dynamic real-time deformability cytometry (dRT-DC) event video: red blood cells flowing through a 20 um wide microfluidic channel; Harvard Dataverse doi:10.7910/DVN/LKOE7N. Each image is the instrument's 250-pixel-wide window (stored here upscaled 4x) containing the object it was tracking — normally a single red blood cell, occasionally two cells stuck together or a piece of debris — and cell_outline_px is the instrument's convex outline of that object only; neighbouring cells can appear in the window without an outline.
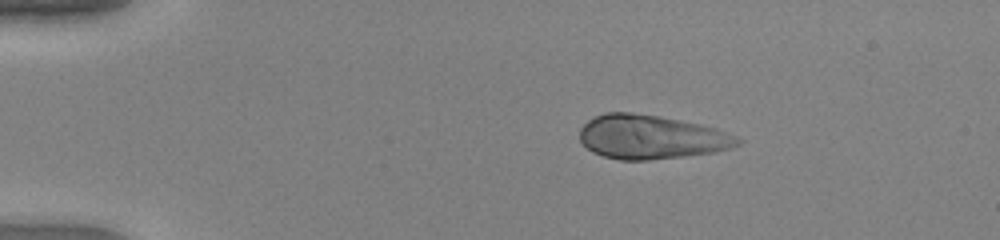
{"species": "human", "species_latin": "Homo sapiens", "temperature_condition": "warm", "stored_images_in_passage": 41, "camera_frame_rate_fps": 3000, "um_per_image_px": 0.085, "donor": {"sex": "female"}, "frame": {"image": 1, "passage_image": 1, "time_ms": 0.0, "image_size_px": [1000, 240], "cell_outline_px": [[744, 140], [740, 144], [732, 148], [712, 152], [648, 160], [620, 160], [604, 156], [592, 152], [580, 140], [580, 128], [592, 116], [604, 112], [632, 112], [660, 116], [700, 124], [716, 128], [736, 136]], "centroid_in_image_um": [55.33, 11.63], "position_along_channel_um": 29.7, "area_um2": 40.52}}
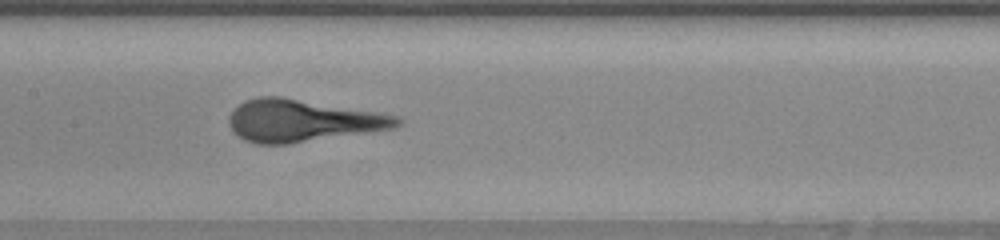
{"frame": {"image": 2, "passage_image": 17, "time_ms": 5.333, "image_size_px": [1000, 240], "cell_outline_px": [[404, 124], [396, 128], [288, 144], [256, 144], [244, 140], [232, 132], [228, 124], [228, 116], [244, 100], [256, 96], [280, 96], [400, 116], [404, 120]], "centroid_in_image_um": [25.7, 10.26], "position_along_channel_um": 181.7, "area_um2": 41.56}}
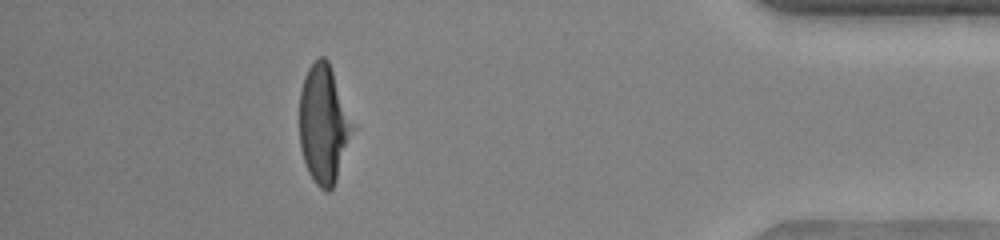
{"frame": {"image": 3, "passage_image": 36, "time_ms": 11.667, "image_size_px": [1000, 240], "cell_outline_px": [[356, 128], [336, 180], [332, 188], [328, 192], [324, 192], [316, 184], [308, 172], [300, 148], [300, 92], [304, 76], [308, 68], [320, 56], [324, 56], [328, 60], [356, 124]], "centroid_in_image_um": [27.55, 10.56], "position_along_channel_um": 407.6, "area_um2": 37.22}}